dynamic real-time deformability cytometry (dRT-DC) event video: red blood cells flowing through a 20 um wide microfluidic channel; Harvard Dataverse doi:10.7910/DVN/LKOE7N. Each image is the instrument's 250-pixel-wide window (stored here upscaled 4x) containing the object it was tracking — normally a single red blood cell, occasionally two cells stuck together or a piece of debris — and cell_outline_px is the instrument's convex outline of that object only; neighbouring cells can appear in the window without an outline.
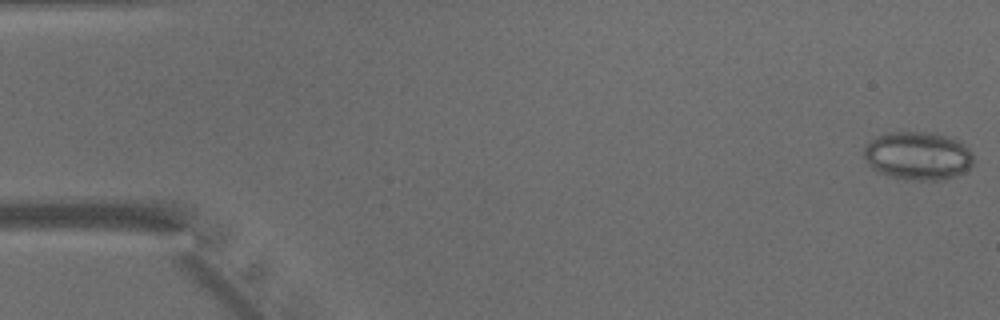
{"species": "common noctule bat (a hibernating species)", "species_latin": "Nyctalus noctula", "temperature_condition": "warm", "stored_images_in_passage": 48, "camera_frame_rate_fps": 3000, "um_per_image_px": 0.085, "animal": {"sex": "male", "body_mass_g": 15.6}, "frame": {"image": 1, "passage_image": 1, "time_ms": 0.0, "image_size_px": [1000, 320], "cell_outline_px": [[972, 164], [964, 172], [956, 176], [944, 180], [916, 180], [892, 176], [876, 172], [868, 164], [864, 156], [864, 148], [876, 136], [884, 132], [936, 132], [960, 140], [972, 152]], "centroid_in_image_um": [78.03, 13.23], "position_along_channel_um": 7.0, "area_um2": 31.04}}
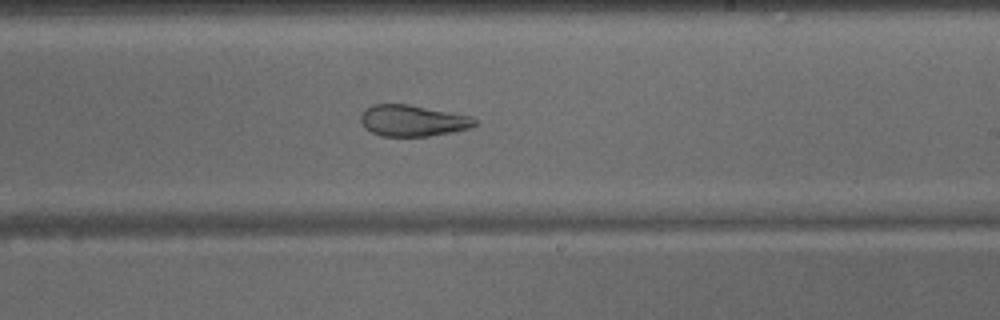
{"frame": {"image": 2, "passage_image": 29, "time_ms": 9.333, "image_size_px": [1000, 320], "cell_outline_px": [[476, 124], [472, 128], [456, 132], [428, 136], [384, 136], [372, 132], [364, 128], [360, 120], [360, 116], [364, 108], [372, 104], [408, 104], [472, 116], [476, 120]], "centroid_in_image_um": [35.08, 10.25], "position_along_channel_um": 253.9, "area_um2": 21.04}}
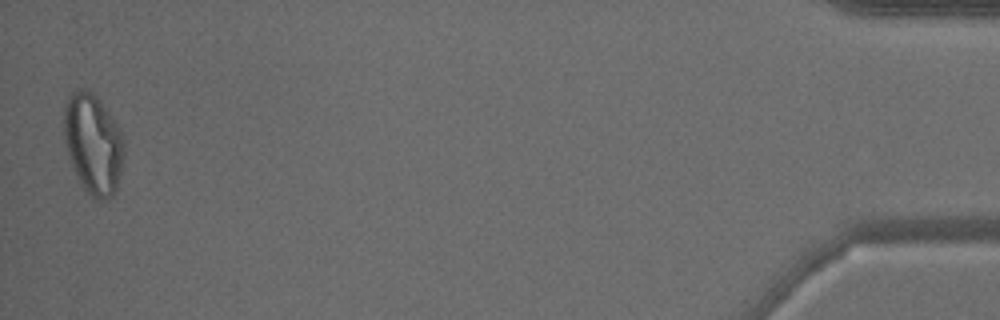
{"frame": {"image": 3, "passage_image": 48, "time_ms": 15.667, "image_size_px": [1000, 320], "cell_outline_px": [[124, 156], [116, 188], [112, 196], [108, 200], [96, 200], [84, 188], [68, 156], [64, 140], [64, 104], [68, 96], [72, 92], [92, 92], [100, 100], [120, 128], [124, 140]], "centroid_in_image_um": [7.93, 12.24], "position_along_channel_um": 427.3, "area_um2": 34.74}}